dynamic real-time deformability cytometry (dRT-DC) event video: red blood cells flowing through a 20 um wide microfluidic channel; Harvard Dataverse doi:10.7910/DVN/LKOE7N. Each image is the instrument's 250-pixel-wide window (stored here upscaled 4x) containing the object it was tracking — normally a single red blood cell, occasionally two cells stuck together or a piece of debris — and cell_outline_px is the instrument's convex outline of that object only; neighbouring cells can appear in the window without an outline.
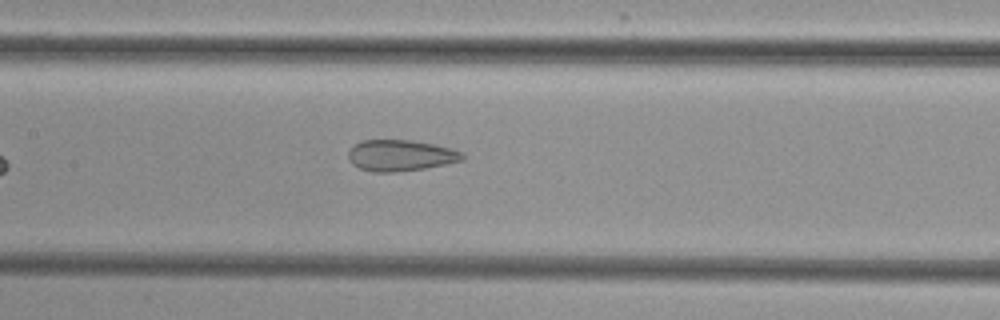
{"species": "common noctule bat (a hibernating species)", "species_latin": "Nyctalus noctula", "temperature_condition": "cold", "stored_images_in_passage": 7, "camera_frame_rate_fps": 3000, "um_per_image_px": 0.085, "animal": {"sex": "female", "body_mass_g": 29.2, "forearm_length_mm": 56.3}, "frame": {"image": 1, "passage_image": 7, "time_ms": 7.333, "image_size_px": [1000, 320], "cell_outline_px": [[464, 160], [424, 168], [396, 172], [372, 172], [360, 168], [352, 164], [348, 160], [348, 152], [356, 144], [364, 140], [412, 140], [452, 148], [464, 152]], "centroid_in_image_um": [34.06, 13.21], "position_along_channel_um": 173.3, "area_um2": 20.69}}